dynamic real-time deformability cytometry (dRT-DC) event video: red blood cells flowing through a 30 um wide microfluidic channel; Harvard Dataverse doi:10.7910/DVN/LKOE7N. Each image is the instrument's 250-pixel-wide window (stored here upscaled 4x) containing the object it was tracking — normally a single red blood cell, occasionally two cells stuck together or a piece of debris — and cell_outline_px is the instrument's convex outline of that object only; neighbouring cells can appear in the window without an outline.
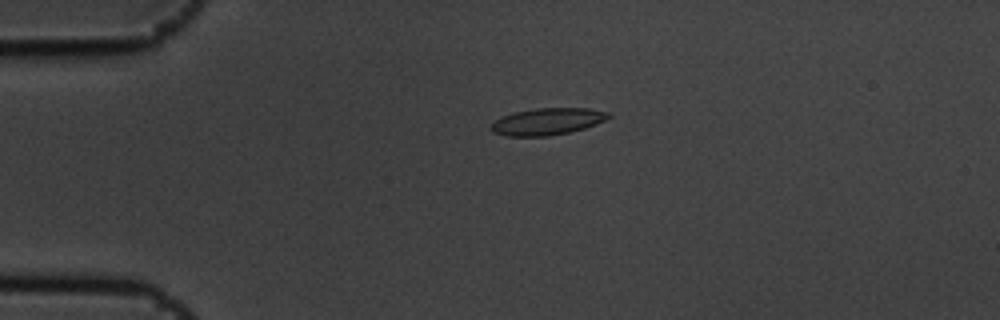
{"species": "common noctule bat (a hibernating species)", "species_latin": "Nyctalus noctula", "temperature_condition": "cold", "stored_images_in_passage": 6, "camera_frame_rate_fps": 3000, "um_per_image_px": 0.085, "animal": {"sex": "male", "body_mass_g": 19.5, "forearm_length_mm": 54.6}, "frame": {"image": 1, "passage_image": 4, "time_ms": 1.0, "image_size_px": [1000, 320], "cell_outline_px": [[612, 116], [596, 124], [584, 128], [568, 132], [548, 136], [508, 136], [492, 132], [488, 128], [496, 120], [504, 116], [516, 112], [536, 108], [588, 108], [608, 112]], "centroid_in_image_um": [46.52, 10.33], "position_along_channel_um": 38.5, "area_um2": 18.21}}
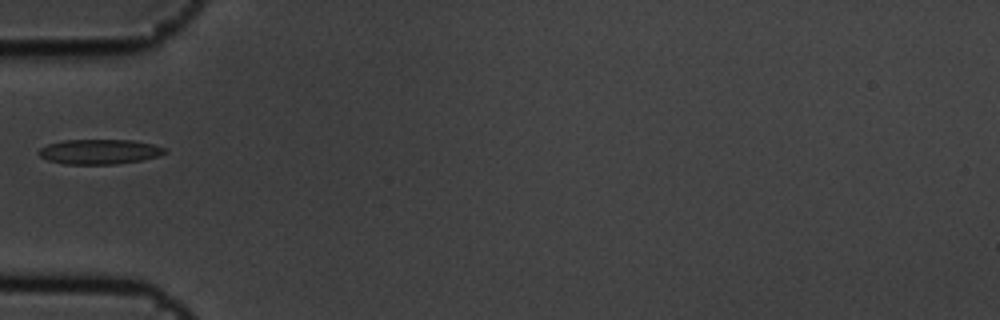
{"frame": {"image": 2, "passage_image": 6, "time_ms": 1.667, "image_size_px": [1000, 320], "cell_outline_px": [[168, 152], [160, 156], [140, 160], [116, 164], [64, 164], [48, 160], [40, 156], [36, 152], [40, 148], [48, 144], [64, 140], [132, 140], [152, 144], [164, 148]], "centroid_in_image_um": [8.44, 12.89], "position_along_channel_um": 76.6, "area_um2": 18.26}}